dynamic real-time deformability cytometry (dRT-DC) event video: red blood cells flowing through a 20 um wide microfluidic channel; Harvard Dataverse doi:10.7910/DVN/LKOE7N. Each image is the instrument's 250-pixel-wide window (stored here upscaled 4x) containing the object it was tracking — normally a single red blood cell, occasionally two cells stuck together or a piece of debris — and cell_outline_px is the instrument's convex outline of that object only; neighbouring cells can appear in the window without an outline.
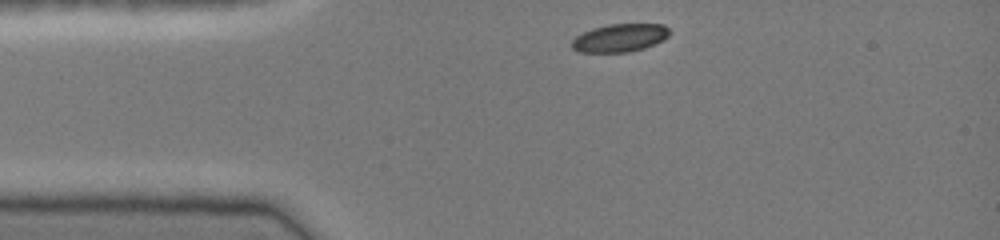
{"species": "common noctule bat (a hibernating species)", "species_latin": "Nyctalus noctula", "temperature_condition": "cold", "stored_images_in_passage": 32, "camera_frame_rate_fps": 3000, "um_per_image_px": 0.085, "animal": {"sex": "female", "body_mass_g": 19.0, "forearm_length_mm": 51.5}, "frame": {"image": 1, "passage_image": 1, "time_ms": 0.0, "image_size_px": [1000, 240], "cell_outline_px": [[672, 32], [664, 40], [644, 48], [628, 52], [576, 52], [572, 48], [572, 40], [576, 36], [592, 28], [608, 24], [664, 24]], "centroid_in_image_um": [52.7, 3.21], "position_along_channel_um": 32.3, "area_um2": 16.07}}
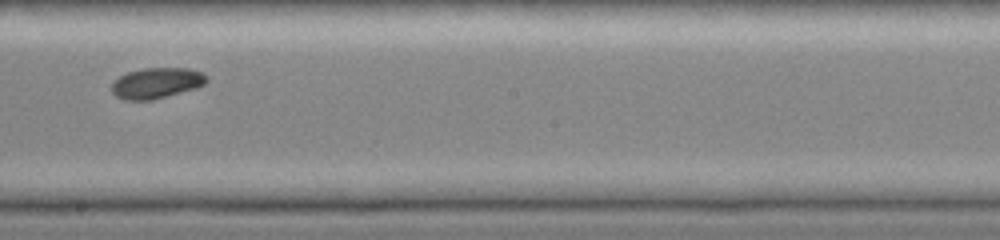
{"frame": {"image": 2, "passage_image": 18, "time_ms": 5.667, "image_size_px": [1000, 240], "cell_outline_px": [[208, 80], [204, 84], [196, 88], [152, 100], [124, 100], [116, 96], [112, 92], [112, 84], [120, 76], [128, 72], [144, 68], [188, 68], [204, 72], [208, 76]], "centroid_in_image_um": [13.34, 7.05], "position_along_channel_um": 234.9, "area_um2": 16.99}}
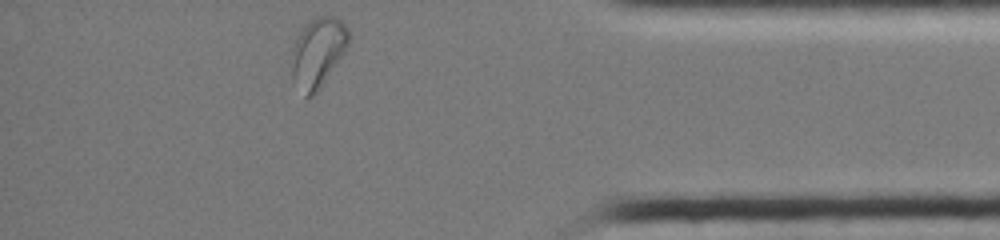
{"frame": {"image": 3, "passage_image": 32, "time_ms": 10.333, "image_size_px": [1000, 240], "cell_outline_px": [[348, 44], [320, 88], [312, 96], [304, 96], [292, 80], [292, 48], [300, 32], [316, 16], [336, 16], [348, 28]], "centroid_in_image_um": [27.0, 4.46], "position_along_channel_um": 408.2, "area_um2": 22.54}, "authors_computed_cell_mechanics": {"area_um2": 17.2244, "velocity_mm_per_s": 4.1217, "shape_relaxation_time_tau1_ms": 6.5474, "shape_relaxation_time_tau2_ms": null, "deformation_change_tau1": 0.1495, "deformation_change_tau2": null}}